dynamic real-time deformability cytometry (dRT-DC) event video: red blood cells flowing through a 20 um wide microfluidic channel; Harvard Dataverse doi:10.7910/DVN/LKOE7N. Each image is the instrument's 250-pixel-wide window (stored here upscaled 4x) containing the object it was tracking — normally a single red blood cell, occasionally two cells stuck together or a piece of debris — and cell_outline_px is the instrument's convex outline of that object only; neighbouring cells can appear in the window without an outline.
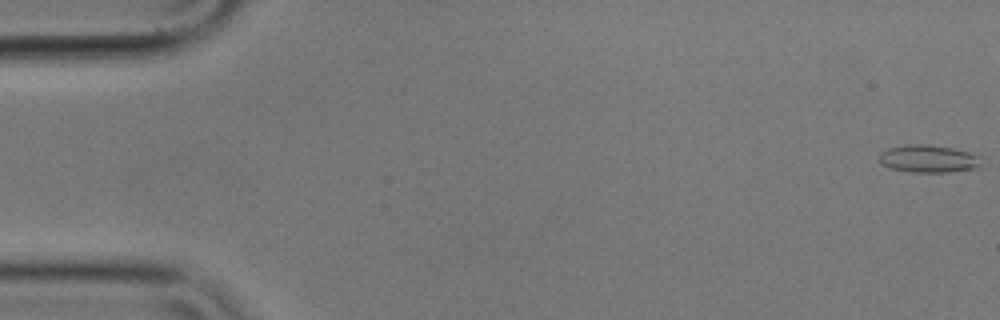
{"species": "common noctule bat (a hibernating species)", "species_latin": "Nyctalus noctula", "temperature_condition": "cold", "stored_images_in_passage": 5, "camera_frame_rate_fps": 3000, "um_per_image_px": 0.085, "animal": {"sex": "male", "body_mass_g": 17.9}, "frame": {"image": 1, "passage_image": 1, "time_ms": 0.0, "image_size_px": [1000, 320], "cell_outline_px": [[980, 164], [976, 168], [948, 172], [912, 172], [888, 168], [880, 164], [880, 152], [888, 148], [908, 144], [928, 144], [952, 148], [968, 152], [976, 156]], "centroid_in_image_um": [78.83, 13.49], "position_along_channel_um": 6.2, "area_um2": 16.24}}